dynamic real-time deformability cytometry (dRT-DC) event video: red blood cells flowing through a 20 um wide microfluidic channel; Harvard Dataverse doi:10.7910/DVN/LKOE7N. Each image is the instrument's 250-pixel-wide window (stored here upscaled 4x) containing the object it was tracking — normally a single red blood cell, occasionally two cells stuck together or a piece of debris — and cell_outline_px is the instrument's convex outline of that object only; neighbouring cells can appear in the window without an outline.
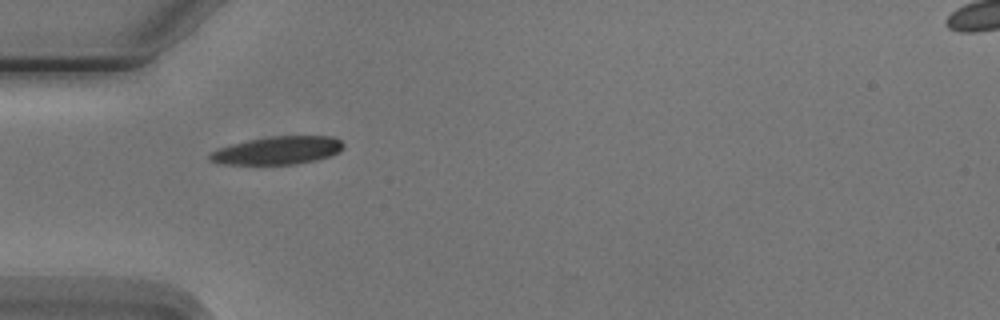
{"species": "Egyptian fruit bat (a non-hibernating species)", "species_latin": "Rousettus aegyptiacus", "temperature_condition": "cold", "stored_images_in_passage": 4, "camera_frame_rate_fps": 3000, "um_per_image_px": 0.085, "animal": {"sex": "male"}, "frame": {"image": 1, "passage_image": 1, "time_ms": 0.0, "image_size_px": [1000, 320], "cell_outline_px": [[344, 148], [340, 152], [316, 160], [296, 164], [220, 164], [208, 160], [208, 156], [212, 152], [220, 148], [232, 144], [248, 140], [272, 136], [332, 136], [340, 140], [344, 144]], "centroid_in_image_um": [23.62, 12.79], "position_along_channel_um": 61.4, "area_um2": 21.73}}
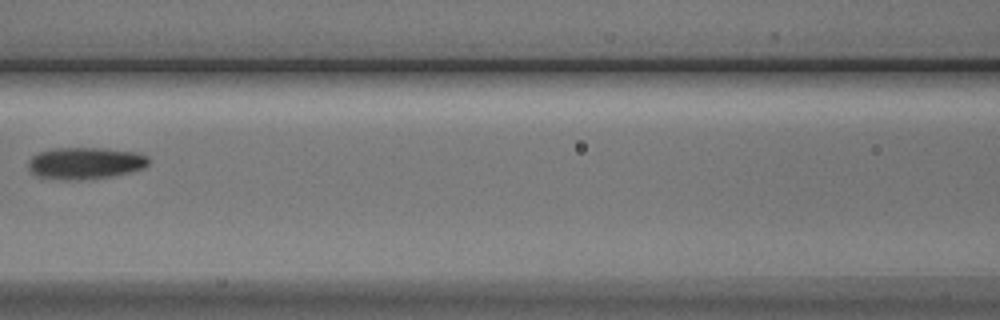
{"frame": {"image": 2, "passage_image": 3, "time_ms": 2.667, "image_size_px": [1000, 320], "cell_outline_px": [[148, 164], [144, 168], [132, 172], [108, 176], [72, 180], [64, 180], [36, 176], [28, 168], [28, 160], [32, 156], [40, 152], [56, 148], [104, 148], [136, 152], [148, 156]], "centroid_in_image_um": [7.24, 13.86], "position_along_channel_um": 159.4, "area_um2": 22.2}}
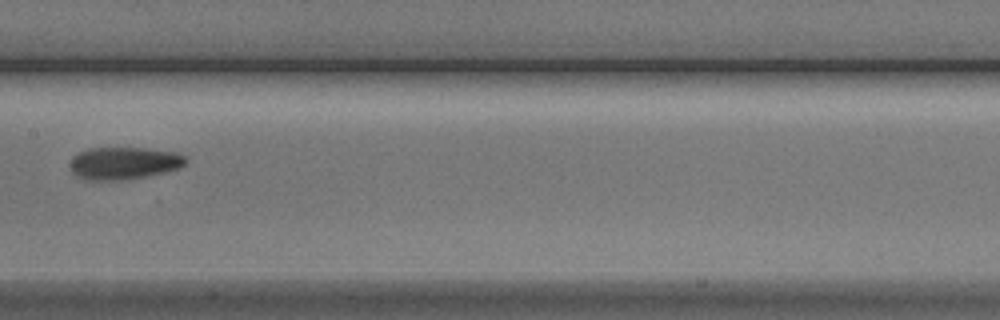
{"frame": {"image": 3, "passage_image": 4, "time_ms": 3.667, "image_size_px": [1000, 320], "cell_outline_px": [[188, 160], [180, 168], [164, 172], [124, 180], [88, 180], [76, 176], [68, 168], [72, 156], [88, 148], [148, 148], [176, 152], [184, 156]], "centroid_in_image_um": [10.5, 13.86], "position_along_channel_um": 196.9, "area_um2": 21.96}}